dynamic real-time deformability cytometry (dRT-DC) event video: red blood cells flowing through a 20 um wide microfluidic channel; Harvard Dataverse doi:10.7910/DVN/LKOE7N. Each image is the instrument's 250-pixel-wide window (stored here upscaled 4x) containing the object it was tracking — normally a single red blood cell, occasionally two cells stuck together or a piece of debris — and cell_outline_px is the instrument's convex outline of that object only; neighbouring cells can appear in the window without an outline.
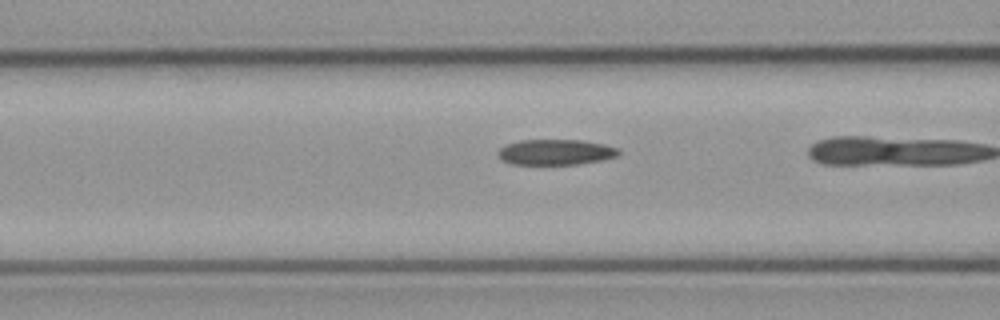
{"species": "common noctule bat (a hibernating species)", "species_latin": "Nyctalus noctula", "temperature_condition": "cold", "stored_images_in_passage": 14, "camera_frame_rate_fps": 3000, "um_per_image_px": 0.085, "animal": {"sex": "male", "body_mass_g": 23.1, "forearm_length_mm": 52.7}, "frame": {"image": 1, "passage_image": 10, "time_ms": 3.0, "image_size_px": [1000, 320], "cell_outline_px": [[620, 156], [600, 160], [576, 164], [512, 164], [504, 160], [496, 152], [500, 148], [508, 144], [520, 140], [584, 140], [604, 144], [620, 148]], "centroid_in_image_um": [47.29, 12.92], "position_along_channel_um": 119.3, "area_um2": 17.92}}